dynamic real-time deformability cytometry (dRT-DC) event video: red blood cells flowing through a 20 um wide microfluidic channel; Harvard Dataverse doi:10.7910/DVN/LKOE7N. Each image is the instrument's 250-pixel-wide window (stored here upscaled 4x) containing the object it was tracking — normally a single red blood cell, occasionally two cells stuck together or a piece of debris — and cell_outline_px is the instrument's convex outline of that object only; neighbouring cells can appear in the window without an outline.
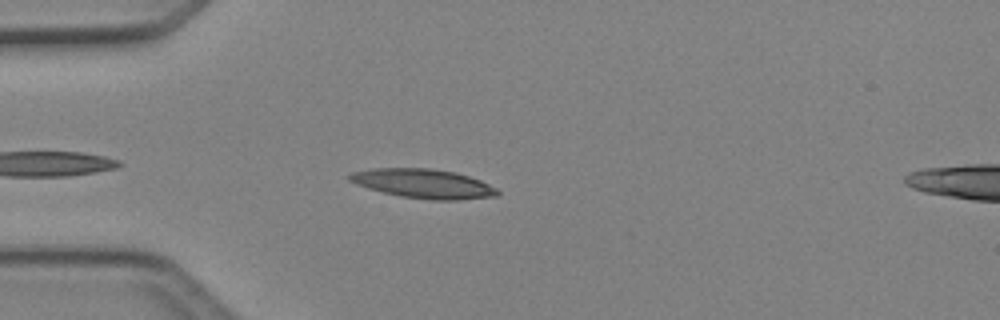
{"species": "Egyptian fruit bat (a non-hibernating species)", "species_latin": "Rousettus aegyptiacus", "temperature_condition": "cold", "stored_images_in_passage": 33, "camera_frame_rate_fps": 3000, "um_per_image_px": 0.085, "animal": {"sex": "female"}, "frame": {"image": 1, "passage_image": 1, "time_ms": 0.0, "image_size_px": [1000, 320], "cell_outline_px": [[500, 192], [496, 196], [456, 200], [432, 200], [400, 196], [368, 188], [356, 184], [348, 180], [348, 176], [352, 172], [372, 168], [432, 168], [456, 172], [480, 180], [496, 188]], "centroid_in_image_um": [35.98, 15.6], "position_along_channel_um": 49.0, "area_um2": 25.14}}
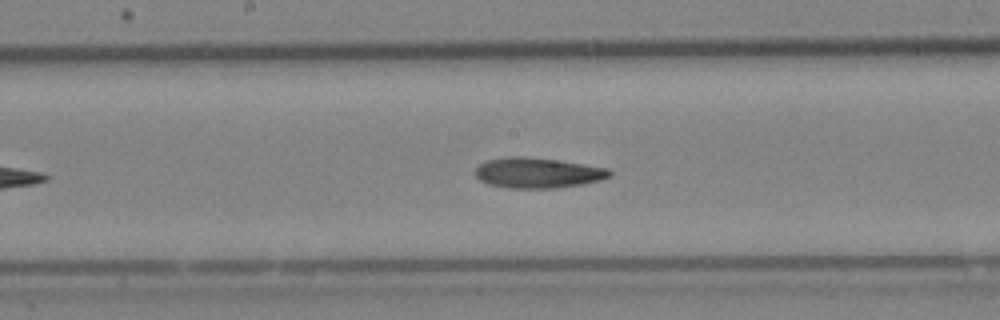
{"frame": {"image": 2, "passage_image": 13, "time_ms": 4.0, "image_size_px": [1000, 320], "cell_outline_px": [[612, 176], [600, 180], [580, 184], [556, 188], [508, 188], [488, 184], [480, 180], [476, 176], [476, 168], [480, 164], [488, 160], [508, 156], [524, 156], [560, 160], [608, 168], [612, 172]], "centroid_in_image_um": [45.72, 14.68], "position_along_channel_um": 202.5, "area_um2": 23.81}}
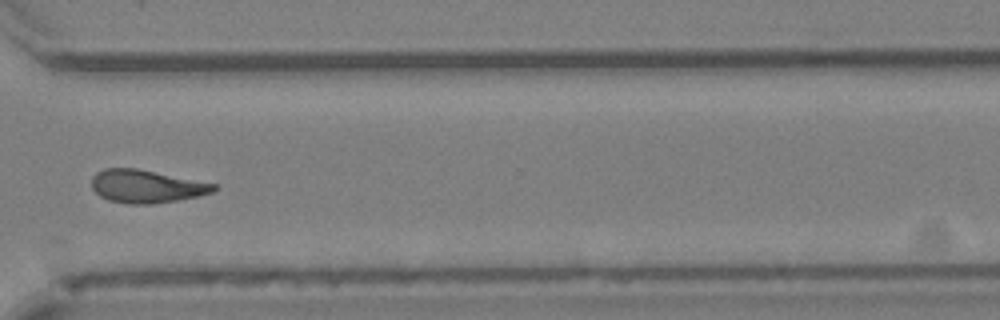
{"frame": {"image": 3, "passage_image": 24, "time_ms": 7.667, "image_size_px": [1000, 320], "cell_outline_px": [[216, 188], [212, 192], [196, 196], [176, 200], [152, 204], [128, 204], [108, 200], [100, 196], [92, 188], [92, 176], [96, 172], [104, 168], [136, 168], [216, 184]], "centroid_in_image_um": [12.38, 15.84], "position_along_channel_um": 358.2, "area_um2": 23.24}, "authors_computed_cell_mechanics": {"area_um2": 23.2356, "velocity_mm_per_s": 4.2258, "shape_relaxation_time_tau1_ms": 10.8453, "shape_relaxation_time_tau2_ms": 7.0509, "deformation_change_tau1": 0.2575, "deformation_change_tau2": 0.1728}}